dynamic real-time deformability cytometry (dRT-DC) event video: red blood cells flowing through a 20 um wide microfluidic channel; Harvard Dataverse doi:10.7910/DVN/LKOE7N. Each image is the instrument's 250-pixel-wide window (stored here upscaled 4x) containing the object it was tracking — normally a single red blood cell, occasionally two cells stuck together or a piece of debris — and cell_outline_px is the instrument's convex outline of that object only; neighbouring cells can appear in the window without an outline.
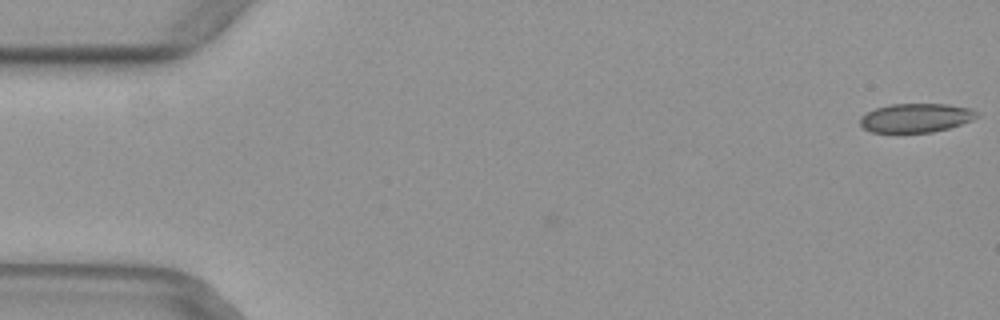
{"species": "common noctule bat (a hibernating species)", "species_latin": "Nyctalus noctula", "temperature_condition": "warm", "stored_images_in_passage": 4, "camera_frame_rate_fps": 3000, "um_per_image_px": 0.085, "animal": {"sex": "female", "body_mass_g": 29.2, "forearm_length_mm": 56.3}, "frame": {"image": 1, "passage_image": 1, "time_ms": 0.0, "image_size_px": [1000, 320], "cell_outline_px": [[980, 116], [972, 120], [948, 128], [932, 132], [872, 132], [864, 128], [860, 124], [860, 116], [876, 108], [892, 104], [948, 104], [972, 108], [980, 112]], "centroid_in_image_um": [77.9, 10.01], "position_along_channel_um": 7.1, "area_um2": 19.71}}